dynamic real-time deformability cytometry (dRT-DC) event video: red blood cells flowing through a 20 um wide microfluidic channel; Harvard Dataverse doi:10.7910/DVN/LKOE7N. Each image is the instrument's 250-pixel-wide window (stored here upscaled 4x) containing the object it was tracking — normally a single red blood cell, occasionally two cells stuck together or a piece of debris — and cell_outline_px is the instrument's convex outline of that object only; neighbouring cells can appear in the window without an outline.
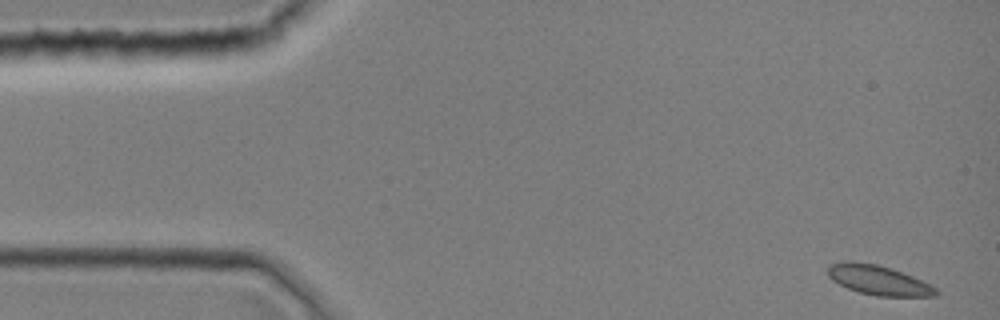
{"species": "common noctule bat (a hibernating species)", "species_latin": "Nyctalus noctula", "temperature_condition": "room temperature", "stored_images_in_passage": 10, "camera_frame_rate_fps": 3000, "um_per_image_px": 0.085, "animal": {"sex": "female", "body_mass_g": 19.0, "forearm_length_mm": 51.5}, "frame": {"image": 1, "passage_image": 1, "time_ms": 0.0, "image_size_px": [1000, 320], "cell_outline_px": [[940, 292], [936, 296], [876, 296], [860, 292], [848, 288], [832, 280], [828, 276], [828, 264], [840, 260], [848, 260], [876, 264], [892, 268], [912, 276], [936, 288]], "centroid_in_image_um": [74.62, 23.79], "position_along_channel_um": 10.4, "area_um2": 18.73}}
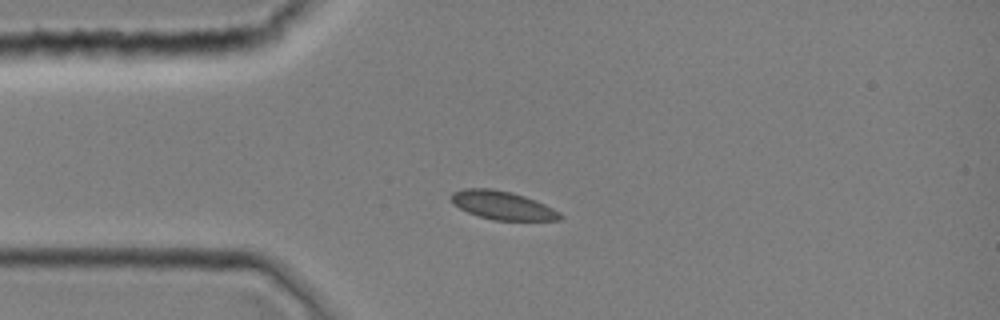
{"frame": {"image": 2, "passage_image": 9, "time_ms": 2.667, "image_size_px": [1000, 320], "cell_outline_px": [[564, 216], [560, 220], [492, 220], [468, 212], [452, 204], [452, 192], [464, 188], [492, 188], [512, 192], [536, 200], [560, 212]], "centroid_in_image_um": [42.72, 17.45], "position_along_channel_um": 42.3, "area_um2": 18.03}}